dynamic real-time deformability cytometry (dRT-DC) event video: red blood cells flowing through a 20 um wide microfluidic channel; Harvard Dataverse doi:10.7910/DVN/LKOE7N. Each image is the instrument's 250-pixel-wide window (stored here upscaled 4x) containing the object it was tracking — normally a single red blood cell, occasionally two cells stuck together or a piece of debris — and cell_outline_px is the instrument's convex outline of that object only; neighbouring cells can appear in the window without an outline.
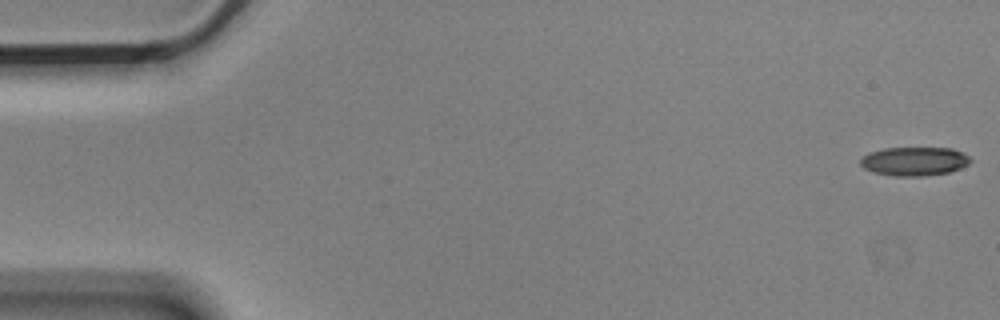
{"species": "Egyptian fruit bat (a non-hibernating species)", "species_latin": "Rousettus aegyptiacus", "temperature_condition": "cold", "stored_images_in_passage": 7, "camera_frame_rate_fps": 3000, "um_per_image_px": 0.085, "animal": {"sex": "male"}, "frame": {"image": 1, "passage_image": 1, "time_ms": 0.0, "image_size_px": [1000, 320], "cell_outline_px": [[972, 160], [968, 164], [960, 168], [948, 172], [924, 176], [892, 176], [872, 172], [864, 168], [860, 164], [860, 160], [868, 152], [884, 148], [952, 148], [968, 156]], "centroid_in_image_um": [77.68, 13.71], "position_along_channel_um": 7.3, "area_um2": 18.44}}
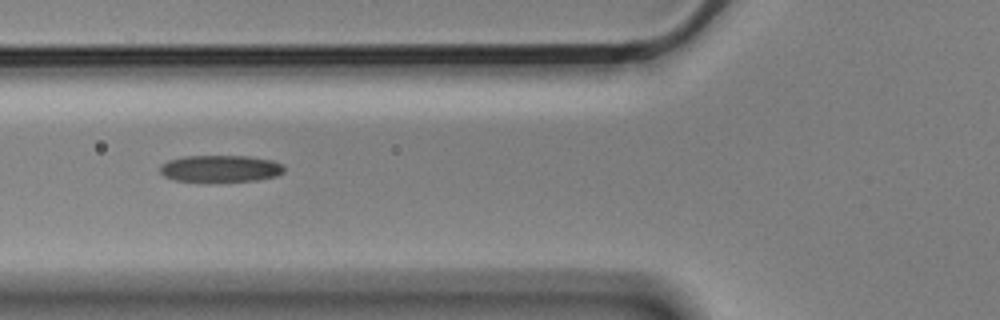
{"frame": {"image": 2, "passage_image": 6, "time_ms": 1.667, "image_size_px": [1000, 320], "cell_outline_px": [[284, 172], [276, 176], [256, 180], [172, 180], [164, 176], [160, 172], [160, 164], [168, 160], [184, 156], [248, 156], [272, 160], [284, 164]], "centroid_in_image_um": [18.74, 14.3], "position_along_channel_um": 107.1, "area_um2": 19.13}}
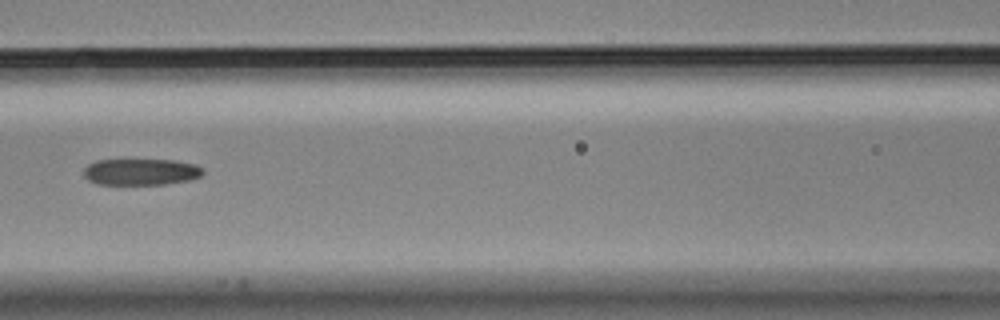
{"frame": {"image": 3, "passage_image": 7, "time_ms": 2.0, "image_size_px": [1000, 320], "cell_outline_px": [[204, 172], [200, 176], [188, 180], [164, 184], [96, 184], [88, 180], [84, 176], [84, 168], [88, 164], [96, 160], [172, 160], [196, 164]], "centroid_in_image_um": [11.94, 14.61], "position_along_channel_um": 154.7, "area_um2": 18.26}}